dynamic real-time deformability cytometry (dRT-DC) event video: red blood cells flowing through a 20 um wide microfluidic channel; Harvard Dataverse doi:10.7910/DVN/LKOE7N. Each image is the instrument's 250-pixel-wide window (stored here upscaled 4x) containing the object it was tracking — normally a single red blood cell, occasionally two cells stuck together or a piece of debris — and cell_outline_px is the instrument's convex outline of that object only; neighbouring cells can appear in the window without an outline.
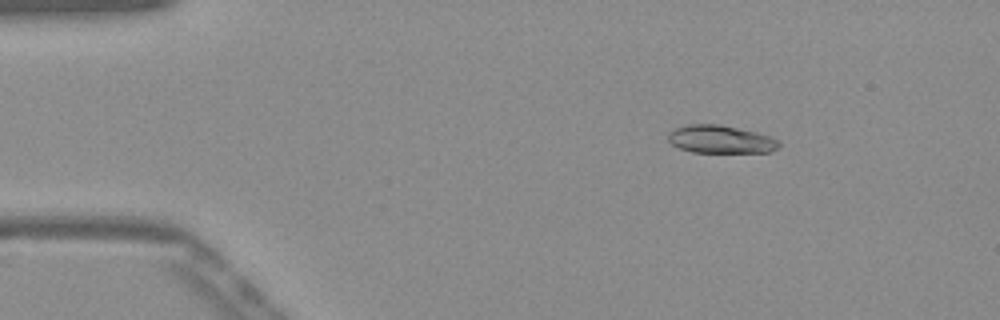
{"species": "Egyptian fruit bat (a non-hibernating species)", "species_latin": "Rousettus aegyptiacus", "temperature_condition": "warm", "stored_images_in_passage": 52, "camera_frame_rate_fps": 3000, "um_per_image_px": 0.085, "frame": {"image": 1, "passage_image": 8, "time_ms": 2.333, "image_size_px": [1000, 320], "cell_outline_px": [[780, 144], [776, 148], [768, 152], [692, 152], [680, 148], [672, 144], [668, 140], [668, 132], [676, 128], [688, 124], [720, 124], [756, 132], [772, 136]], "centroid_in_image_um": [61.23, 11.83], "position_along_channel_um": 23.8, "area_um2": 17.92}}
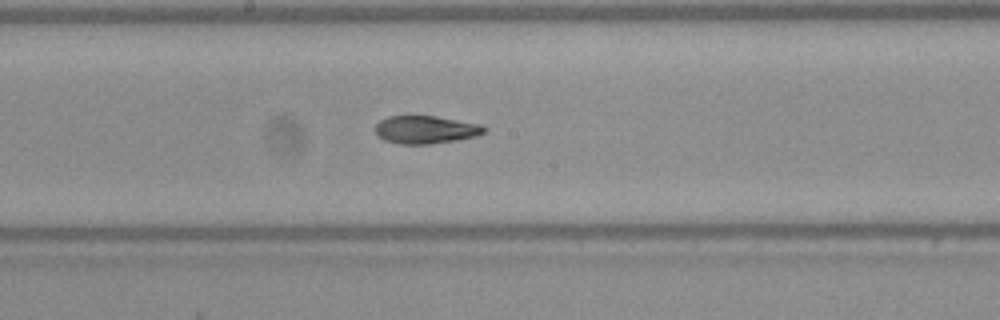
{"frame": {"image": 2, "passage_image": 28, "time_ms": 9.0, "image_size_px": [1000, 320], "cell_outline_px": [[488, 128], [484, 132], [476, 136], [456, 140], [428, 144], [400, 144], [384, 140], [376, 132], [376, 124], [380, 120], [388, 116], [436, 116], [480, 124]], "centroid_in_image_um": [36.19, 11.02], "position_along_channel_um": 212.0, "area_um2": 17.57}}
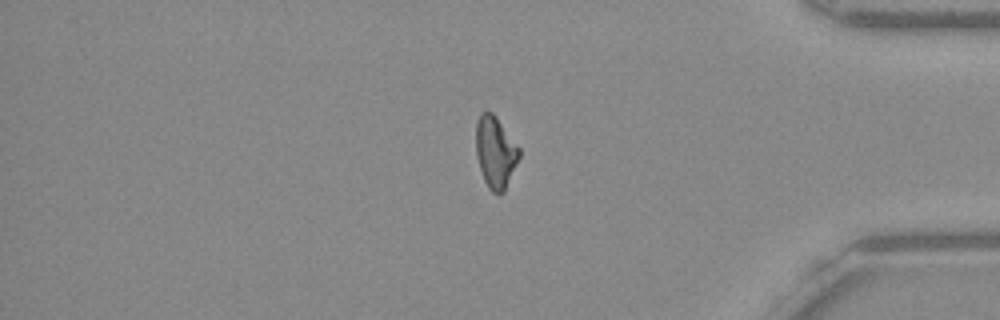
{"frame": {"image": 3, "passage_image": 44, "time_ms": 14.333, "image_size_px": [1000, 320], "cell_outline_px": [[520, 156], [504, 192], [492, 192], [488, 188], [484, 180], [476, 156], [476, 124], [480, 112], [492, 112], [496, 116], [520, 148]], "centroid_in_image_um": [42.11, 12.91], "position_along_channel_um": 393.1, "area_um2": 17.98}, "authors_computed_cell_mechanics": {"area_um2": 18.2648, "velocity_mm_per_s": 3.8987, "shape_relaxation_time_tau1_ms": 6.6722, "shape_relaxation_time_tau2_ms": 2.5075, "deformation_change_tau1": 0.2011, "deformation_change_tau2": 0.0803}}